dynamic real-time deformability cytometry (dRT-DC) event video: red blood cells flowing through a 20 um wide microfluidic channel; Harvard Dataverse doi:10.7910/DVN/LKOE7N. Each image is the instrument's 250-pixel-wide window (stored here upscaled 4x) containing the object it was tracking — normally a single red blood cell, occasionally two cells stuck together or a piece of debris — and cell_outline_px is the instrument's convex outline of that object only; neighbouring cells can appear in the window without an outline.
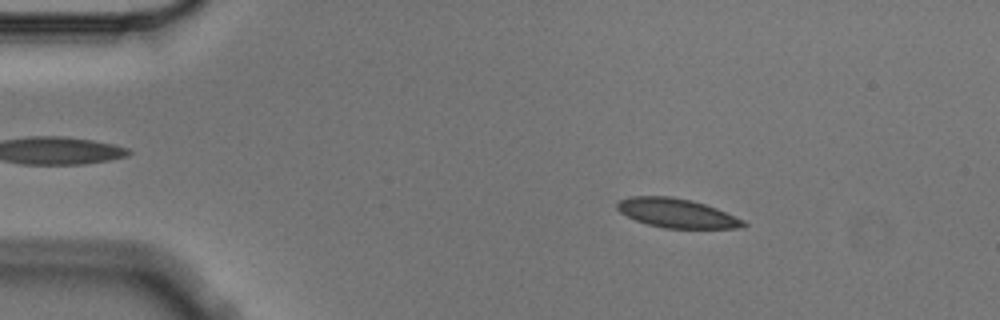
{"species": "Egyptian fruit bat (a non-hibernating species)", "species_latin": "Rousettus aegyptiacus", "temperature_condition": "cold", "stored_images_in_passage": 3, "camera_frame_rate_fps": 3000, "um_per_image_px": 0.085, "animal": {"sex": "male"}, "frame": {"image": 1, "passage_image": 1, "time_ms": 0.0, "image_size_px": [1000, 320], "cell_outline_px": [[748, 224], [744, 228], [664, 228], [648, 224], [636, 220], [620, 212], [616, 208], [616, 204], [620, 200], [628, 196], [672, 196], [692, 200], [716, 208], [744, 220]], "centroid_in_image_um": [57.53, 18.11], "position_along_channel_um": 27.5, "area_um2": 21.44}}